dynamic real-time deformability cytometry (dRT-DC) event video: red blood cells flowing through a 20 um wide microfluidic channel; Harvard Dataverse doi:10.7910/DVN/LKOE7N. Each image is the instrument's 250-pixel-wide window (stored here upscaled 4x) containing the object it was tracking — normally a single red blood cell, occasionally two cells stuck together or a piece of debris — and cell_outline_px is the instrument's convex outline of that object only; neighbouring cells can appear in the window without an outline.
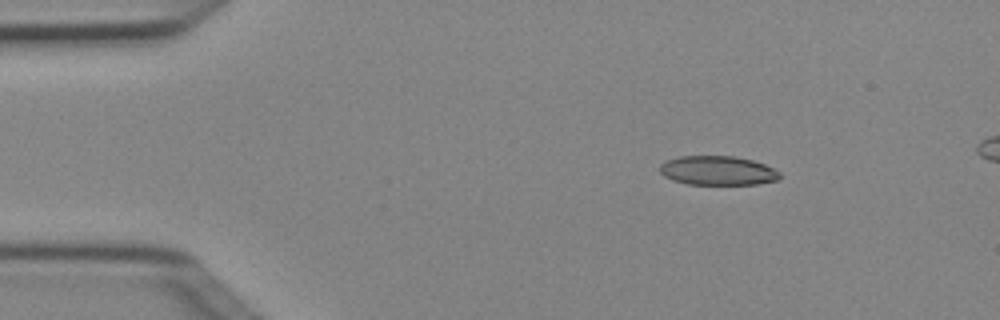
{"species": "Egyptian fruit bat (a non-hibernating species)", "species_latin": "Rousettus aegyptiacus", "temperature_condition": "cold", "stored_images_in_passage": 5, "segment_of_instrument_passage": [1, 2], "camera_frame_rate_fps": 3000, "um_per_image_px": 0.085, "animal": {"sex": "female"}, "frame": {"image": 1, "passage_image": 2, "time_ms": 0.333, "image_size_px": [1000, 320], "cell_outline_px": [[780, 176], [776, 180], [756, 184], [688, 184], [672, 180], [664, 176], [660, 172], [660, 164], [664, 160], [680, 156], [736, 156], [752, 160], [764, 164], [780, 172]], "centroid_in_image_um": [60.96, 14.49], "position_along_channel_um": 24.0, "area_um2": 20.4}}